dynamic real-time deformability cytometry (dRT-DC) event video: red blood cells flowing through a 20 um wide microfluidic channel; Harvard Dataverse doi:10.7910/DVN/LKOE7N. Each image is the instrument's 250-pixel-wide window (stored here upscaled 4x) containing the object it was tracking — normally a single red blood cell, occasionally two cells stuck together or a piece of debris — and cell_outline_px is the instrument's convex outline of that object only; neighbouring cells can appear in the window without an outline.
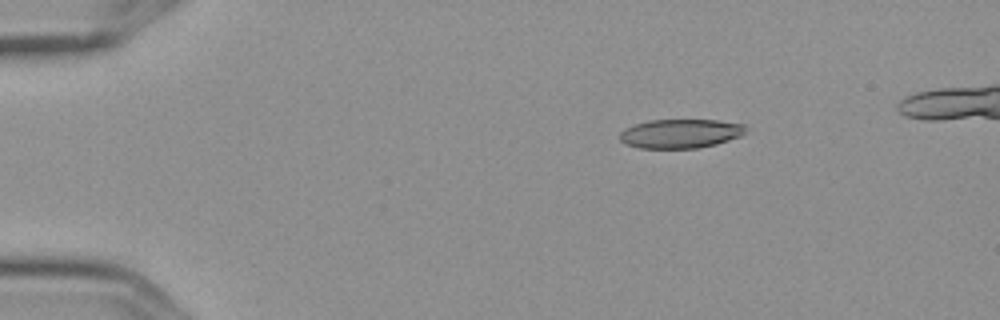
{"species": "Egyptian fruit bat (a non-hibernating species)", "species_latin": "Rousettus aegyptiacus", "temperature_condition": "cold", "stored_images_in_passage": 4, "camera_frame_rate_fps": 3000, "um_per_image_px": 0.085, "frame": {"image": 1, "passage_image": 1, "time_ms": 0.0, "image_size_px": [1000, 320], "cell_outline_px": [[744, 132], [740, 136], [716, 144], [700, 148], [640, 148], [628, 144], [620, 140], [620, 132], [636, 124], [648, 120], [716, 120], [744, 124]], "centroid_in_image_um": [57.84, 11.35], "position_along_channel_um": 27.2, "area_um2": 21.04}}